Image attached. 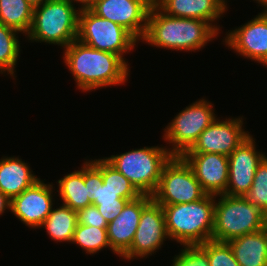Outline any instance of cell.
Here are the masks:
<instances>
[{
  "instance_id": "cell-1",
  "label": "cell",
  "mask_w": 267,
  "mask_h": 266,
  "mask_svg": "<svg viewBox=\"0 0 267 266\" xmlns=\"http://www.w3.org/2000/svg\"><path fill=\"white\" fill-rule=\"evenodd\" d=\"M63 58L78 88L85 92L104 86L120 85L129 76L128 64L124 58L96 50L78 40L65 47Z\"/></svg>"
},
{
  "instance_id": "cell-2",
  "label": "cell",
  "mask_w": 267,
  "mask_h": 266,
  "mask_svg": "<svg viewBox=\"0 0 267 266\" xmlns=\"http://www.w3.org/2000/svg\"><path fill=\"white\" fill-rule=\"evenodd\" d=\"M217 34L219 33L204 20L172 17L153 3L142 41L168 50L195 51L204 47Z\"/></svg>"
},
{
  "instance_id": "cell-3",
  "label": "cell",
  "mask_w": 267,
  "mask_h": 266,
  "mask_svg": "<svg viewBox=\"0 0 267 266\" xmlns=\"http://www.w3.org/2000/svg\"><path fill=\"white\" fill-rule=\"evenodd\" d=\"M215 195L190 203L162 206L169 239L181 245H200L212 239Z\"/></svg>"
},
{
  "instance_id": "cell-4",
  "label": "cell",
  "mask_w": 267,
  "mask_h": 266,
  "mask_svg": "<svg viewBox=\"0 0 267 266\" xmlns=\"http://www.w3.org/2000/svg\"><path fill=\"white\" fill-rule=\"evenodd\" d=\"M70 0H47L33 8V22L27 38L31 41L67 47L77 40L78 16Z\"/></svg>"
},
{
  "instance_id": "cell-5",
  "label": "cell",
  "mask_w": 267,
  "mask_h": 266,
  "mask_svg": "<svg viewBox=\"0 0 267 266\" xmlns=\"http://www.w3.org/2000/svg\"><path fill=\"white\" fill-rule=\"evenodd\" d=\"M215 201L213 241L228 242L267 226V215L243 196L219 195Z\"/></svg>"
},
{
  "instance_id": "cell-6",
  "label": "cell",
  "mask_w": 267,
  "mask_h": 266,
  "mask_svg": "<svg viewBox=\"0 0 267 266\" xmlns=\"http://www.w3.org/2000/svg\"><path fill=\"white\" fill-rule=\"evenodd\" d=\"M173 155L165 147H143L104 158L124 175L141 195L152 196L164 165Z\"/></svg>"
},
{
  "instance_id": "cell-7",
  "label": "cell",
  "mask_w": 267,
  "mask_h": 266,
  "mask_svg": "<svg viewBox=\"0 0 267 266\" xmlns=\"http://www.w3.org/2000/svg\"><path fill=\"white\" fill-rule=\"evenodd\" d=\"M77 40L96 50L123 58L139 42L128 30L108 19L99 17L89 8L80 9Z\"/></svg>"
},
{
  "instance_id": "cell-8",
  "label": "cell",
  "mask_w": 267,
  "mask_h": 266,
  "mask_svg": "<svg viewBox=\"0 0 267 266\" xmlns=\"http://www.w3.org/2000/svg\"><path fill=\"white\" fill-rule=\"evenodd\" d=\"M205 195L191 166L182 156H172L163 167L152 199L165 206L198 201Z\"/></svg>"
},
{
  "instance_id": "cell-9",
  "label": "cell",
  "mask_w": 267,
  "mask_h": 266,
  "mask_svg": "<svg viewBox=\"0 0 267 266\" xmlns=\"http://www.w3.org/2000/svg\"><path fill=\"white\" fill-rule=\"evenodd\" d=\"M212 105L202 98L180 111L169 123L164 130V141L173 143L172 148H168L173 156H182L189 150L216 119Z\"/></svg>"
},
{
  "instance_id": "cell-10",
  "label": "cell",
  "mask_w": 267,
  "mask_h": 266,
  "mask_svg": "<svg viewBox=\"0 0 267 266\" xmlns=\"http://www.w3.org/2000/svg\"><path fill=\"white\" fill-rule=\"evenodd\" d=\"M150 0H96L89 9L128 30L138 41L144 37Z\"/></svg>"
},
{
  "instance_id": "cell-11",
  "label": "cell",
  "mask_w": 267,
  "mask_h": 266,
  "mask_svg": "<svg viewBox=\"0 0 267 266\" xmlns=\"http://www.w3.org/2000/svg\"><path fill=\"white\" fill-rule=\"evenodd\" d=\"M167 238L163 208L152 199L142 210L131 247L121 257L131 260L152 255Z\"/></svg>"
},
{
  "instance_id": "cell-12",
  "label": "cell",
  "mask_w": 267,
  "mask_h": 266,
  "mask_svg": "<svg viewBox=\"0 0 267 266\" xmlns=\"http://www.w3.org/2000/svg\"><path fill=\"white\" fill-rule=\"evenodd\" d=\"M242 126V118H230L225 121L216 118L185 153H216L229 156L250 136Z\"/></svg>"
},
{
  "instance_id": "cell-13",
  "label": "cell",
  "mask_w": 267,
  "mask_h": 266,
  "mask_svg": "<svg viewBox=\"0 0 267 266\" xmlns=\"http://www.w3.org/2000/svg\"><path fill=\"white\" fill-rule=\"evenodd\" d=\"M249 136L229 156V175L225 194L243 196L250 190L258 165L266 157L258 152L255 140Z\"/></svg>"
},
{
  "instance_id": "cell-14",
  "label": "cell",
  "mask_w": 267,
  "mask_h": 266,
  "mask_svg": "<svg viewBox=\"0 0 267 266\" xmlns=\"http://www.w3.org/2000/svg\"><path fill=\"white\" fill-rule=\"evenodd\" d=\"M53 186L40 179L11 199V212L25 225L40 228L53 207Z\"/></svg>"
},
{
  "instance_id": "cell-15",
  "label": "cell",
  "mask_w": 267,
  "mask_h": 266,
  "mask_svg": "<svg viewBox=\"0 0 267 266\" xmlns=\"http://www.w3.org/2000/svg\"><path fill=\"white\" fill-rule=\"evenodd\" d=\"M182 157L191 166L206 194H225L229 175L228 156L216 153H184Z\"/></svg>"
},
{
  "instance_id": "cell-16",
  "label": "cell",
  "mask_w": 267,
  "mask_h": 266,
  "mask_svg": "<svg viewBox=\"0 0 267 266\" xmlns=\"http://www.w3.org/2000/svg\"><path fill=\"white\" fill-rule=\"evenodd\" d=\"M225 44L239 55L267 65V16L258 14L243 26L230 31Z\"/></svg>"
},
{
  "instance_id": "cell-17",
  "label": "cell",
  "mask_w": 267,
  "mask_h": 266,
  "mask_svg": "<svg viewBox=\"0 0 267 266\" xmlns=\"http://www.w3.org/2000/svg\"><path fill=\"white\" fill-rule=\"evenodd\" d=\"M152 200L141 195L128 201L120 214L107 225V237L111 250L120 257L131 247L143 208Z\"/></svg>"
},
{
  "instance_id": "cell-18",
  "label": "cell",
  "mask_w": 267,
  "mask_h": 266,
  "mask_svg": "<svg viewBox=\"0 0 267 266\" xmlns=\"http://www.w3.org/2000/svg\"><path fill=\"white\" fill-rule=\"evenodd\" d=\"M226 2L225 0H156L154 4L169 16L204 20L219 32V27L212 25L211 22L218 20L225 13Z\"/></svg>"
},
{
  "instance_id": "cell-19",
  "label": "cell",
  "mask_w": 267,
  "mask_h": 266,
  "mask_svg": "<svg viewBox=\"0 0 267 266\" xmlns=\"http://www.w3.org/2000/svg\"><path fill=\"white\" fill-rule=\"evenodd\" d=\"M27 164L18 157L0 159V191L10 199L20 195L39 180Z\"/></svg>"
},
{
  "instance_id": "cell-20",
  "label": "cell",
  "mask_w": 267,
  "mask_h": 266,
  "mask_svg": "<svg viewBox=\"0 0 267 266\" xmlns=\"http://www.w3.org/2000/svg\"><path fill=\"white\" fill-rule=\"evenodd\" d=\"M227 243L240 266H267V226Z\"/></svg>"
},
{
  "instance_id": "cell-21",
  "label": "cell",
  "mask_w": 267,
  "mask_h": 266,
  "mask_svg": "<svg viewBox=\"0 0 267 266\" xmlns=\"http://www.w3.org/2000/svg\"><path fill=\"white\" fill-rule=\"evenodd\" d=\"M57 182L59 184L57 192L64 205L75 211L92 205L87 196L88 182H84V165L81 170L67 174Z\"/></svg>"
},
{
  "instance_id": "cell-22",
  "label": "cell",
  "mask_w": 267,
  "mask_h": 266,
  "mask_svg": "<svg viewBox=\"0 0 267 266\" xmlns=\"http://www.w3.org/2000/svg\"><path fill=\"white\" fill-rule=\"evenodd\" d=\"M77 224L76 211L62 204L59 208L52 209L40 227L47 230L51 239L72 243Z\"/></svg>"
},
{
  "instance_id": "cell-23",
  "label": "cell",
  "mask_w": 267,
  "mask_h": 266,
  "mask_svg": "<svg viewBox=\"0 0 267 266\" xmlns=\"http://www.w3.org/2000/svg\"><path fill=\"white\" fill-rule=\"evenodd\" d=\"M33 22V7L26 0H0V23L28 34Z\"/></svg>"
},
{
  "instance_id": "cell-24",
  "label": "cell",
  "mask_w": 267,
  "mask_h": 266,
  "mask_svg": "<svg viewBox=\"0 0 267 266\" xmlns=\"http://www.w3.org/2000/svg\"><path fill=\"white\" fill-rule=\"evenodd\" d=\"M127 202V199L121 198L118 192L103 183L102 159H98L96 199L92 205H95L106 222L110 223L120 214Z\"/></svg>"
},
{
  "instance_id": "cell-25",
  "label": "cell",
  "mask_w": 267,
  "mask_h": 266,
  "mask_svg": "<svg viewBox=\"0 0 267 266\" xmlns=\"http://www.w3.org/2000/svg\"><path fill=\"white\" fill-rule=\"evenodd\" d=\"M19 31L0 23V73L14 76V69L20 53V44L16 36Z\"/></svg>"
},
{
  "instance_id": "cell-26",
  "label": "cell",
  "mask_w": 267,
  "mask_h": 266,
  "mask_svg": "<svg viewBox=\"0 0 267 266\" xmlns=\"http://www.w3.org/2000/svg\"><path fill=\"white\" fill-rule=\"evenodd\" d=\"M72 243L78 244L88 254L98 253L103 248H110L107 228H98L77 224Z\"/></svg>"
},
{
  "instance_id": "cell-27",
  "label": "cell",
  "mask_w": 267,
  "mask_h": 266,
  "mask_svg": "<svg viewBox=\"0 0 267 266\" xmlns=\"http://www.w3.org/2000/svg\"><path fill=\"white\" fill-rule=\"evenodd\" d=\"M102 178L103 183L118 192V195L123 199L131 201L141 196L130 181L104 158L102 159Z\"/></svg>"
},
{
  "instance_id": "cell-28",
  "label": "cell",
  "mask_w": 267,
  "mask_h": 266,
  "mask_svg": "<svg viewBox=\"0 0 267 266\" xmlns=\"http://www.w3.org/2000/svg\"><path fill=\"white\" fill-rule=\"evenodd\" d=\"M244 197L267 215V156L258 165L252 186Z\"/></svg>"
},
{
  "instance_id": "cell-29",
  "label": "cell",
  "mask_w": 267,
  "mask_h": 266,
  "mask_svg": "<svg viewBox=\"0 0 267 266\" xmlns=\"http://www.w3.org/2000/svg\"><path fill=\"white\" fill-rule=\"evenodd\" d=\"M199 246L207 253L209 266H240L227 242L209 240Z\"/></svg>"
},
{
  "instance_id": "cell-30",
  "label": "cell",
  "mask_w": 267,
  "mask_h": 266,
  "mask_svg": "<svg viewBox=\"0 0 267 266\" xmlns=\"http://www.w3.org/2000/svg\"><path fill=\"white\" fill-rule=\"evenodd\" d=\"M171 266H209L207 253L199 245H184Z\"/></svg>"
},
{
  "instance_id": "cell-31",
  "label": "cell",
  "mask_w": 267,
  "mask_h": 266,
  "mask_svg": "<svg viewBox=\"0 0 267 266\" xmlns=\"http://www.w3.org/2000/svg\"><path fill=\"white\" fill-rule=\"evenodd\" d=\"M77 223L98 228H107L108 223L95 205L86 206L76 211Z\"/></svg>"
},
{
  "instance_id": "cell-32",
  "label": "cell",
  "mask_w": 267,
  "mask_h": 266,
  "mask_svg": "<svg viewBox=\"0 0 267 266\" xmlns=\"http://www.w3.org/2000/svg\"><path fill=\"white\" fill-rule=\"evenodd\" d=\"M84 182H88V198L91 203L96 199L97 190V159L84 163Z\"/></svg>"
},
{
  "instance_id": "cell-33",
  "label": "cell",
  "mask_w": 267,
  "mask_h": 266,
  "mask_svg": "<svg viewBox=\"0 0 267 266\" xmlns=\"http://www.w3.org/2000/svg\"><path fill=\"white\" fill-rule=\"evenodd\" d=\"M6 209H11V199L0 191V215H2Z\"/></svg>"
},
{
  "instance_id": "cell-34",
  "label": "cell",
  "mask_w": 267,
  "mask_h": 266,
  "mask_svg": "<svg viewBox=\"0 0 267 266\" xmlns=\"http://www.w3.org/2000/svg\"><path fill=\"white\" fill-rule=\"evenodd\" d=\"M72 3L76 1V3L80 2V9L89 8L96 0H70Z\"/></svg>"
},
{
  "instance_id": "cell-35",
  "label": "cell",
  "mask_w": 267,
  "mask_h": 266,
  "mask_svg": "<svg viewBox=\"0 0 267 266\" xmlns=\"http://www.w3.org/2000/svg\"><path fill=\"white\" fill-rule=\"evenodd\" d=\"M255 1H257V3H259L262 7H264L263 12L259 14L267 16V0H255Z\"/></svg>"
},
{
  "instance_id": "cell-36",
  "label": "cell",
  "mask_w": 267,
  "mask_h": 266,
  "mask_svg": "<svg viewBox=\"0 0 267 266\" xmlns=\"http://www.w3.org/2000/svg\"><path fill=\"white\" fill-rule=\"evenodd\" d=\"M26 1L31 5V7L35 8L47 0H26Z\"/></svg>"
}]
</instances>
